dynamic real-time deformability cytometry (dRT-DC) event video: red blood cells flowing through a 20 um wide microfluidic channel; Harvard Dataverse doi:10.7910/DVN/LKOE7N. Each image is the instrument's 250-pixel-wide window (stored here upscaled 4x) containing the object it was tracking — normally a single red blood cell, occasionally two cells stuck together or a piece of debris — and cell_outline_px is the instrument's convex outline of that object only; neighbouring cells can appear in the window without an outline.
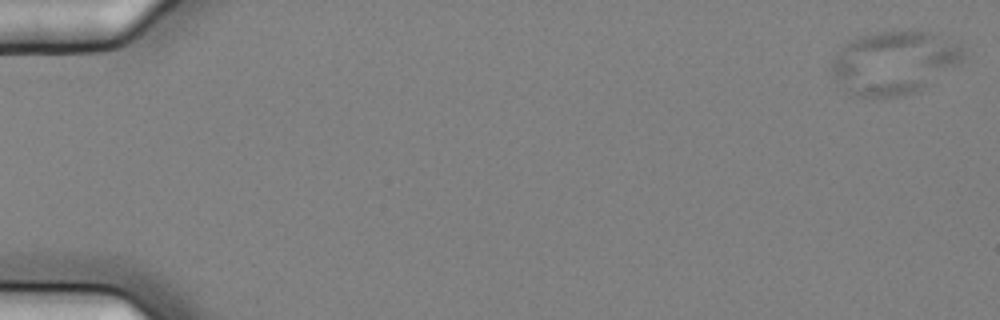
{"species": "common noctule bat (a hibernating species)", "species_latin": "Nyctalus noctula", "temperature_condition": "cold", "stored_images_in_passage": 14, "camera_frame_rate_fps": 3000, "um_per_image_px": 0.085, "animal": {"sex": "female", "body_mass_g": 25.1}, "frame": {"image": 1, "passage_image": 1, "time_ms": 0.0, "image_size_px": [1000, 320], "cell_outline_px": [[964, 56], [960, 64], [920, 88], [912, 92], [900, 96], [848, 96], [832, 76], [828, 68], [832, 60], [844, 44], [856, 36], [876, 32], [932, 32], [960, 44]], "centroid_in_image_um": [75.92, 5.32], "position_along_channel_um": 9.1, "area_um2": 48.32}}
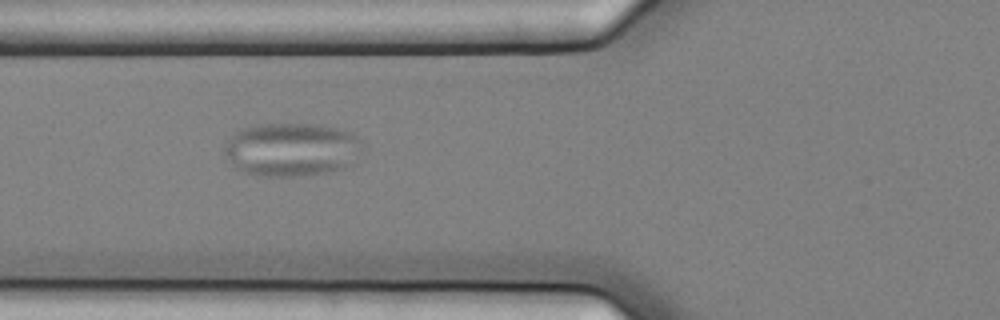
{"frame": {"image": 2, "passage_image": 6, "time_ms": 1.667, "image_size_px": [1000, 320], "cell_outline_px": [[360, 152], [352, 164], [344, 168], [328, 172], [292, 176], [256, 176], [240, 172], [224, 156], [224, 144], [240, 128], [260, 124], [316, 124], [336, 128], [352, 132], [360, 140]], "centroid_in_image_um": [24.74, 12.71], "position_along_channel_um": 101.1, "area_um2": 43.29}}
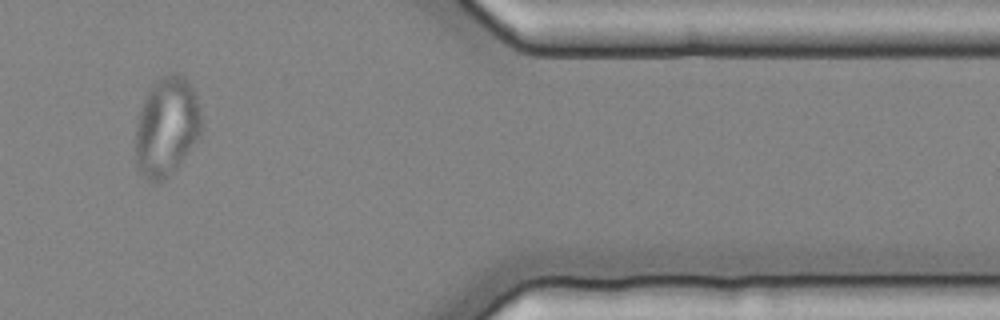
{"frame": {"image": 3, "passage_image": 13, "time_ms": 4.0, "image_size_px": [1000, 320], "cell_outline_px": [[204, 128], [200, 136], [176, 168], [160, 184], [156, 184], [140, 176], [136, 164], [136, 124], [140, 108], [144, 96], [152, 84], [160, 76], [168, 72], [176, 72], [184, 76], [188, 80], [196, 96]], "centroid_in_image_um": [14.16, 10.76], "position_along_channel_um": 397.2, "area_um2": 38.9}}